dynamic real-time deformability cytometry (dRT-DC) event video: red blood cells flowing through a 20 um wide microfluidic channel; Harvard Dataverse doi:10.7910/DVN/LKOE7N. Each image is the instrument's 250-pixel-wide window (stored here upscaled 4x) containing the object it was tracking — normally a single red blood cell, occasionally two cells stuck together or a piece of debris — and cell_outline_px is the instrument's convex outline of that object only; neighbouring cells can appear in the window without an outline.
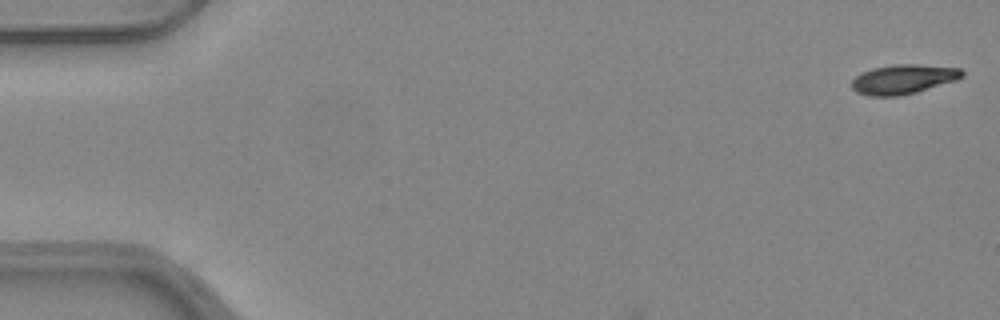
{"species": "common noctule bat (a hibernating species)", "species_latin": "Nyctalus noctula", "temperature_condition": "warm", "stored_images_in_passage": 7, "camera_frame_rate_fps": 3000, "um_per_image_px": 0.085, "animal": {"sex": "female", "body_mass_g": 24.6, "forearm_length_mm": 56.2}, "frame": {"image": 1, "passage_image": 1, "time_ms": 0.0, "image_size_px": [1000, 320], "cell_outline_px": [[964, 76], [956, 80], [916, 92], [900, 96], [868, 96], [856, 92], [852, 88], [852, 80], [860, 72], [872, 68], [896, 64], [916, 64], [960, 68], [964, 72]], "centroid_in_image_um": [76.76, 6.73], "position_along_channel_um": 8.2, "area_um2": 19.02}}